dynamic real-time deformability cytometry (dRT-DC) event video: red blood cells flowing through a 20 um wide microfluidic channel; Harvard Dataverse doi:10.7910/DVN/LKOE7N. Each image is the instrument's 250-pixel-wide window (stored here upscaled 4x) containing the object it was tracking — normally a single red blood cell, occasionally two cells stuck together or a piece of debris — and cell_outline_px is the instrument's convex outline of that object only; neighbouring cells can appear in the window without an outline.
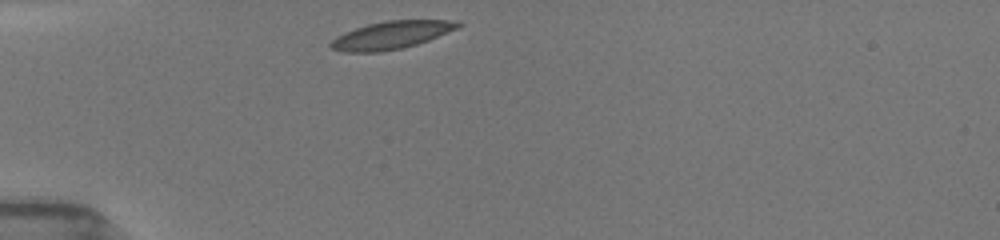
{"species": "common noctule bat (a hibernating species)", "species_latin": "Nyctalus noctula", "temperature_condition": "room temperature", "stored_images_in_passage": 32, "camera_frame_rate_fps": 3000, "um_per_image_px": 0.085, "animal": {"sex": "female", "body_mass_g": 19.5, "forearm_length_mm": 54.1}, "frame": {"image": 1, "passage_image": 1, "time_ms": 0.0, "image_size_px": [1000, 240], "cell_outline_px": [[464, 24], [456, 28], [428, 40], [416, 44], [400, 48], [380, 52], [344, 52], [332, 48], [328, 44], [336, 36], [344, 32], [368, 24], [388, 20], [460, 20]], "centroid_in_image_um": [33.25, 2.97], "position_along_channel_um": 51.7, "area_um2": 20.4}}
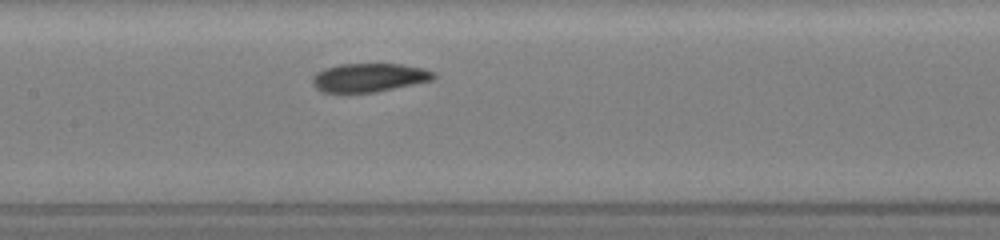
{"frame": {"image": 2, "passage_image": 12, "time_ms": 3.667, "image_size_px": [1000, 240], "cell_outline_px": [[436, 76], [432, 80], [376, 92], [348, 96], [340, 96], [320, 92], [312, 84], [312, 76], [316, 72], [324, 68], [340, 64], [400, 64], [424, 68], [436, 72]], "centroid_in_image_um": [31.27, 6.65], "position_along_channel_um": 176.1, "area_um2": 21.21}}
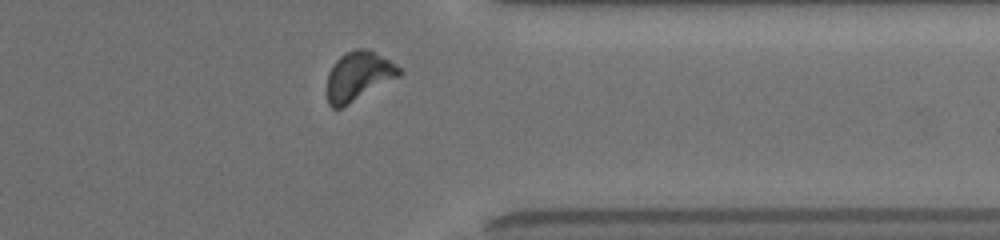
{"frame": {"image": 3, "passage_image": 28, "time_ms": 9.0, "image_size_px": [1000, 240], "cell_outline_px": [[400, 76], [348, 104], [340, 108], [332, 108], [328, 104], [324, 92], [328, 72], [332, 64], [340, 56], [356, 48], [368, 48], [388, 60], [400, 68]], "centroid_in_image_um": [30.38, 6.48], "position_along_channel_um": 381.0, "area_um2": 20.75}, "authors_computed_cell_mechanics": {"area_um2": 20.7502, "velocity_mm_per_s": 3.922, "shape_relaxation_time_tau1_ms": 3.7241, "shape_relaxation_time_tau2_ms": 2.9606, "deformation_change_tau1": 0.1165, "deformation_change_tau2": 0.0807}}